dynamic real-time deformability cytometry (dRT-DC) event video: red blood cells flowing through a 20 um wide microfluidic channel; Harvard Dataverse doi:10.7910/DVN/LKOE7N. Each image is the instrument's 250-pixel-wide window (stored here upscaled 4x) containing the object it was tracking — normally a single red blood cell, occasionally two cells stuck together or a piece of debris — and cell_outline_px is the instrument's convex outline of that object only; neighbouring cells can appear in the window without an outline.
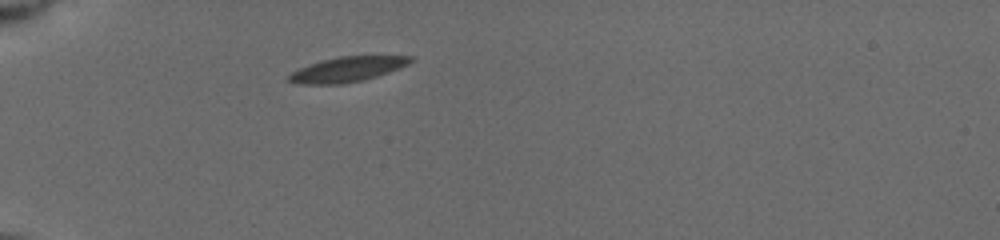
{"species": "common noctule bat (a hibernating species)", "species_latin": "Nyctalus noctula", "temperature_condition": "cold", "stored_images_in_passage": 3, "camera_frame_rate_fps": 3000, "um_per_image_px": 0.085, "animal": {"sex": "female", "body_mass_g": 19.5, "forearm_length_mm": 54.1}, "frame": {"image": 1, "passage_image": 1, "time_ms": 0.0, "image_size_px": [1000, 240], "cell_outline_px": [[412, 60], [408, 64], [388, 72], [364, 80], [340, 84], [300, 84], [288, 80], [288, 76], [292, 72], [300, 68], [324, 60], [340, 56], [412, 56]], "centroid_in_image_um": [29.52, 5.9], "position_along_channel_um": 55.5, "area_um2": 17.28}}
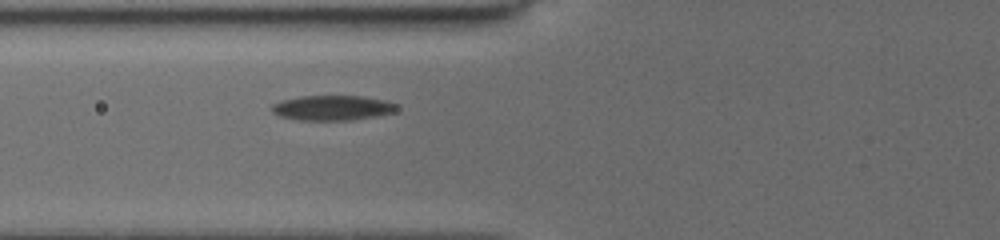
{"frame": {"image": 2, "passage_image": 3, "time_ms": 1.667, "image_size_px": [1000, 240], "cell_outline_px": [[396, 108], [392, 112], [376, 116], [352, 120], [300, 120], [280, 116], [272, 112], [268, 108], [272, 104], [280, 100], [300, 96], [364, 96], [384, 100], [396, 104]], "centroid_in_image_um": [28.18, 9.16], "position_along_channel_um": 97.6, "area_um2": 18.21}}